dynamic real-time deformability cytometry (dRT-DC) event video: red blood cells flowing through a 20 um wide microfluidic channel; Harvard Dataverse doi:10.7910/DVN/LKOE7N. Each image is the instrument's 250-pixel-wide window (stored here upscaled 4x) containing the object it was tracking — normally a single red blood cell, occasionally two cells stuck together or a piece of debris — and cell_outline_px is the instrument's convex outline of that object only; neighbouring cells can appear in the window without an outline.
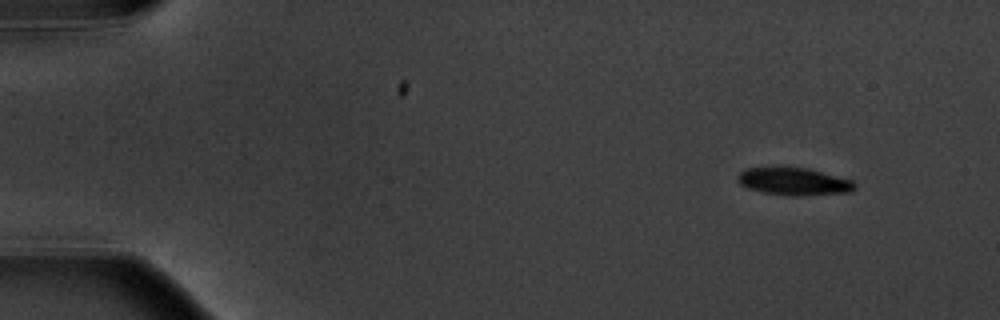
{"species": "common noctule bat (a hibernating species)", "species_latin": "Nyctalus noctula", "temperature_condition": "warm", "stored_images_in_passage": 9, "camera_frame_rate_fps": 3000, "um_per_image_px": 0.085, "animal": {"sex": "male", "body_mass_g": 20.1, "forearm_length_mm": 53.5}, "frame": {"image": 1, "passage_image": 1, "time_ms": 0.0, "image_size_px": [1000, 320], "cell_outline_px": [[856, 188], [852, 192], [804, 196], [788, 196], [760, 192], [748, 188], [740, 184], [736, 180], [736, 176], [744, 168], [780, 164], [808, 168], [852, 180], [856, 184]], "centroid_in_image_um": [67.41, 15.39], "position_along_channel_um": 17.6, "area_um2": 19.88}}
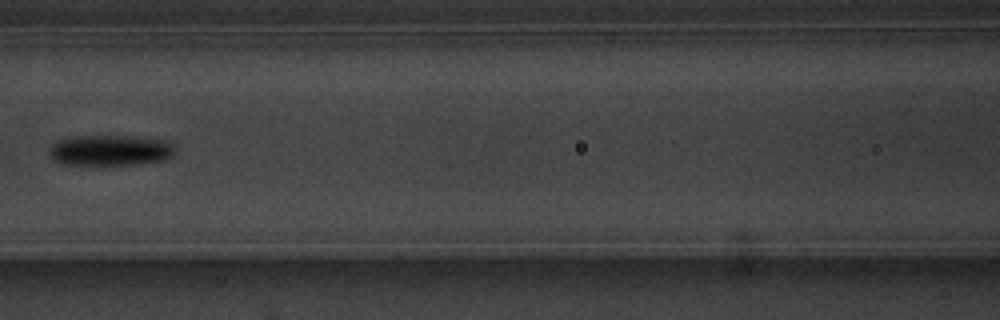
{"frame": {"image": 2, "passage_image": 7, "time_ms": 7.0, "image_size_px": [1000, 320], "cell_outline_px": [[172, 156], [160, 160], [132, 164], [96, 168], [64, 164], [56, 160], [48, 152], [52, 144], [56, 140], [80, 136], [128, 136], [164, 140], [172, 144]], "centroid_in_image_um": [9.27, 12.82], "position_along_channel_um": 157.3, "area_um2": 22.83}}